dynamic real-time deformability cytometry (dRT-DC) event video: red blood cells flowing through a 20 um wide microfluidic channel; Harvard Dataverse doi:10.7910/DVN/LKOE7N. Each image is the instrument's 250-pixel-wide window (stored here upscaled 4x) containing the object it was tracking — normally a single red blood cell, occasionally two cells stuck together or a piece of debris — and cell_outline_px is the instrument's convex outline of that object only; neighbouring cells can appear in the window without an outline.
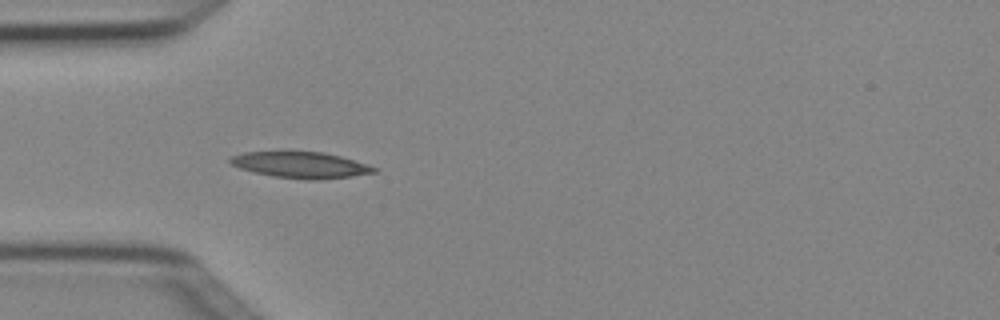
{"species": "Egyptian fruit bat (a non-hibernating species)", "species_latin": "Rousettus aegyptiacus", "temperature_condition": "cold", "stored_images_in_passage": 4, "camera_frame_rate_fps": 3000, "um_per_image_px": 0.085, "animal": {"sex": "female"}, "frame": {"image": 1, "passage_image": 4, "time_ms": 1.0, "image_size_px": [1000, 320], "cell_outline_px": [[380, 168], [376, 172], [352, 176], [316, 180], [308, 180], [276, 176], [252, 172], [240, 168], [232, 164], [228, 160], [232, 156], [244, 152], [324, 152], [340, 156], [368, 164]], "centroid_in_image_um": [25.6, 14.02], "position_along_channel_um": 59.4, "area_um2": 21.79}}